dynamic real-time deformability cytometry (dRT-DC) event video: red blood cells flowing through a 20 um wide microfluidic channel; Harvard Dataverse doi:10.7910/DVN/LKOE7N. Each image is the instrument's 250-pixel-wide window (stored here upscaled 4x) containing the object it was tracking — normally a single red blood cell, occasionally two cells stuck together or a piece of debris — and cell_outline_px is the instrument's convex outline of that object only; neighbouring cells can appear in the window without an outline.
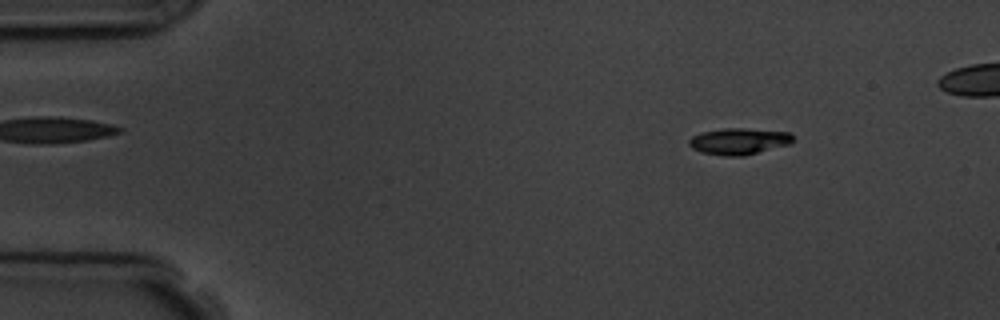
{"species": "common noctule bat (a hibernating species)", "species_latin": "Nyctalus noctula", "temperature_condition": "room temperature", "stored_images_in_passage": 5, "segment_of_instrument_passage": [1, 2], "camera_frame_rate_fps": 3000, "um_per_image_px": 0.085, "animal": {"sex": "male", "body_mass_g": 19.5, "forearm_length_mm": 54.6}, "frame": {"image": 1, "passage_image": 2, "time_ms": 1.333, "image_size_px": [1000, 320], "cell_outline_px": [[792, 140], [788, 144], [744, 156], [724, 156], [700, 152], [692, 148], [688, 144], [688, 140], [692, 136], [700, 132], [724, 128], [744, 128], [792, 132]], "centroid_in_image_um": [62.76, 12.0], "position_along_channel_um": 22.2, "area_um2": 16.07}}